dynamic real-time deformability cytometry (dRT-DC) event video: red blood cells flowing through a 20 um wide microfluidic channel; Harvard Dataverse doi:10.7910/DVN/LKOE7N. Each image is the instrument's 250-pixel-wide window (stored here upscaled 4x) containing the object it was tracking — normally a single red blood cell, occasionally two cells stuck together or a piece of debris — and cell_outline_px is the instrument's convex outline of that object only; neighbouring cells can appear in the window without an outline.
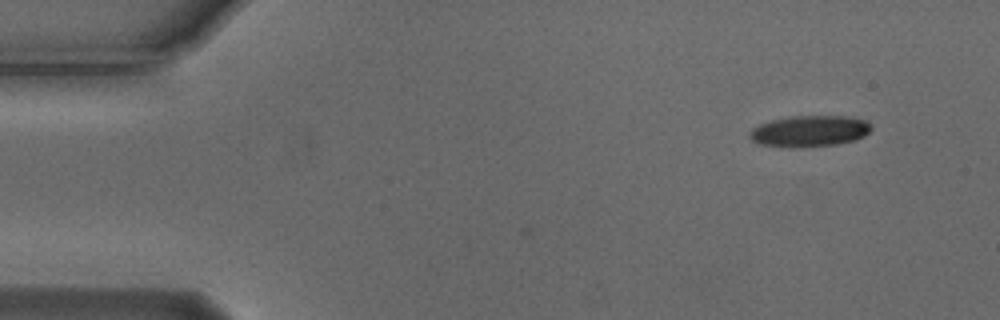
{"species": "Egyptian fruit bat (a non-hibernating species)", "species_latin": "Rousettus aegyptiacus", "temperature_condition": "cold", "stored_images_in_passage": 3, "camera_frame_rate_fps": 3000, "um_per_image_px": 0.085, "animal": {"sex": "male"}, "frame": {"image": 1, "passage_image": 1, "time_ms": 0.0, "image_size_px": [1000, 320], "cell_outline_px": [[872, 128], [864, 136], [852, 140], [836, 144], [764, 144], [752, 140], [748, 136], [752, 128], [760, 124], [772, 120], [788, 116], [848, 116], [864, 120], [872, 124]], "centroid_in_image_um": [68.87, 11.07], "position_along_channel_um": 16.1, "area_um2": 20.92}}